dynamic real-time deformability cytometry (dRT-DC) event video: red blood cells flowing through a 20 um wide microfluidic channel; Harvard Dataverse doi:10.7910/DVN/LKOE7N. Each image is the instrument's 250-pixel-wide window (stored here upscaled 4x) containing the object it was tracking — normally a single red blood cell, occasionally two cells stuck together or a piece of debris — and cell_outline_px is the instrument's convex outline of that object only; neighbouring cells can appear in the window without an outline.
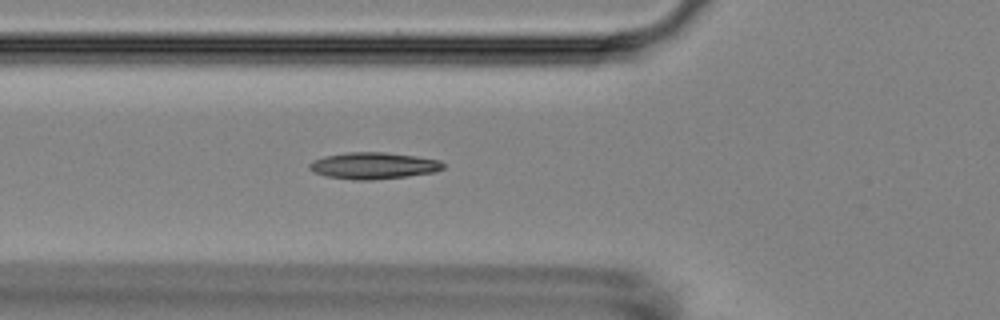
{"species": "Egyptian fruit bat (a non-hibernating species)", "species_latin": "Rousettus aegyptiacus", "temperature_condition": "room temperature", "stored_images_in_passage": 5, "camera_frame_rate_fps": 3000, "um_per_image_px": 0.085, "animal": {"sex": "female"}, "frame": {"image": 1, "passage_image": 5, "time_ms": 5.667, "image_size_px": [1000, 320], "cell_outline_px": [[444, 168], [436, 172], [408, 176], [372, 180], [352, 180], [328, 176], [316, 172], [308, 168], [308, 164], [312, 160], [324, 156], [348, 152], [384, 152], [416, 156], [440, 160], [444, 164]], "centroid_in_image_um": [31.76, 14.08], "position_along_channel_um": 94.0, "area_um2": 20.81}}